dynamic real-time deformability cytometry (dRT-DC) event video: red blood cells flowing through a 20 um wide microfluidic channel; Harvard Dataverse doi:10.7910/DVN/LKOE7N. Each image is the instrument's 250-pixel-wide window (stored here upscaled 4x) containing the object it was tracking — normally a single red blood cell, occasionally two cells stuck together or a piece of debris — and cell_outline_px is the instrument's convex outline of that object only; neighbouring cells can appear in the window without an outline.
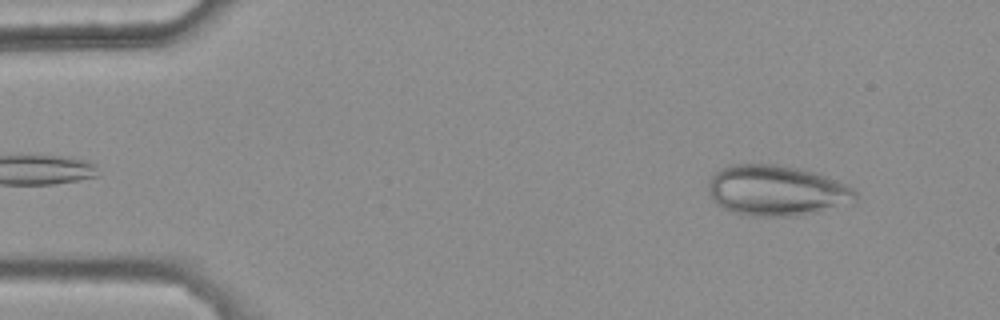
{"species": "common noctule bat (a hibernating species)", "species_latin": "Nyctalus noctula", "temperature_condition": "warm", "stored_images_in_passage": 44, "camera_frame_rate_fps": 3000, "um_per_image_px": 0.085, "animal": {"sex": "female", "body_mass_g": 25.1}, "frame": {"image": 1, "passage_image": 4, "time_ms": 1.0, "image_size_px": [1000, 320], "cell_outline_px": [[856, 204], [820, 212], [784, 216], [752, 216], [732, 212], [716, 204], [708, 188], [708, 180], [720, 168], [728, 164], [776, 164], [816, 172], [848, 184], [856, 192]], "centroid_in_image_um": [66.06, 16.2], "position_along_channel_um": 18.9, "area_um2": 43.87}}
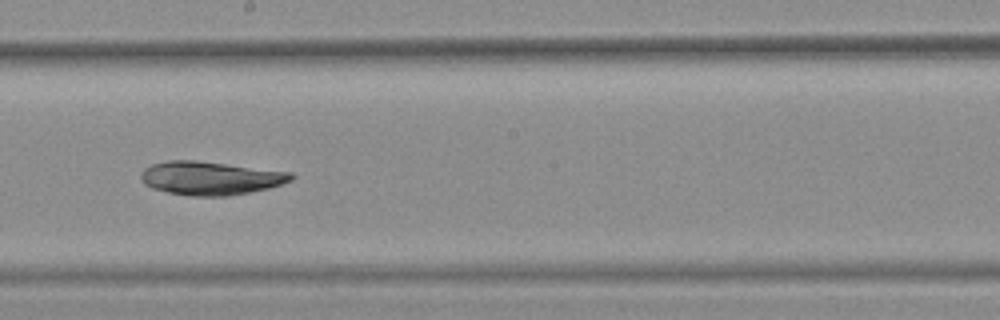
{"frame": {"image": 2, "passage_image": 28, "time_ms": 9.0, "image_size_px": [1000, 320], "cell_outline_px": [[296, 176], [292, 180], [268, 188], [228, 196], [192, 196], [168, 192], [152, 188], [144, 184], [140, 180], [140, 172], [144, 168], [152, 164], [168, 160], [196, 160], [292, 172]], "centroid_in_image_um": [17.86, 15.13], "position_along_channel_um": 230.3, "area_um2": 29.36}}
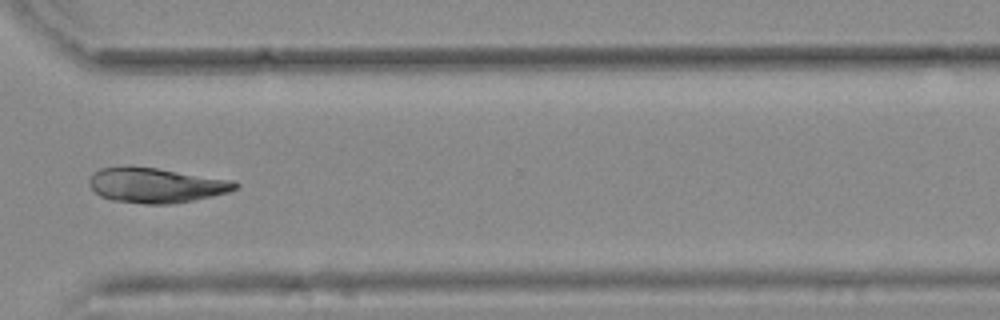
{"frame": {"image": 3, "passage_image": 38, "time_ms": 12.333, "image_size_px": [1000, 320], "cell_outline_px": [[240, 184], [236, 188], [228, 192], [212, 196], [172, 204], [144, 204], [112, 200], [100, 196], [88, 184], [88, 180], [100, 168], [156, 168], [236, 180]], "centroid_in_image_um": [13.32, 15.77], "position_along_channel_um": 357.3, "area_um2": 29.3}, "authors_computed_cell_mechanics": {"area_um2": 29.4491, "velocity_mm_per_s": 3.7896, "shape_relaxation_time_tau1_ms": null, "shape_relaxation_time_tau2_ms": 8.8878, "deformation_change_tau1": null, "deformation_change_tau2": 0.0977}}